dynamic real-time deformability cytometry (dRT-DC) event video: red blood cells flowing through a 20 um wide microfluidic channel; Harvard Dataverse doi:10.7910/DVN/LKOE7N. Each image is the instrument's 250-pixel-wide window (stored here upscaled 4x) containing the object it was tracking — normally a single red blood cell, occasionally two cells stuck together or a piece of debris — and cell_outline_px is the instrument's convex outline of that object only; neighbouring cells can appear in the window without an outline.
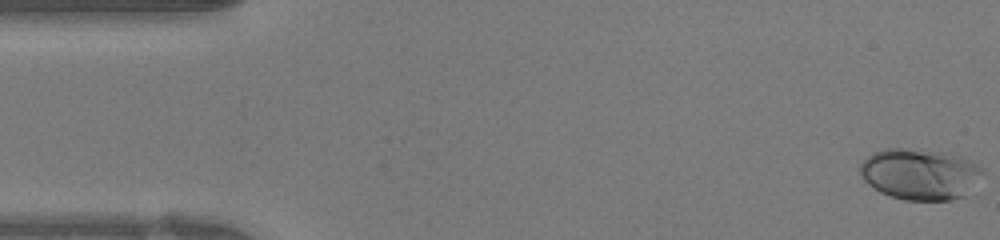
{"species": "human", "species_latin": "Homo sapiens", "temperature_condition": "warm", "stored_images_in_passage": 42, "camera_frame_rate_fps": 3000, "um_per_image_px": 0.085, "donor": {"sex": "female"}, "frame": {"image": 1, "passage_image": 1, "time_ms": 0.0, "image_size_px": [1000, 240], "cell_outline_px": [[984, 168], [964, 196], [952, 200], [904, 200], [880, 192], [872, 188], [860, 176], [860, 164], [872, 152], [884, 148], [908, 148], [940, 152], [968, 160]], "centroid_in_image_um": [78.1, 14.8], "position_along_channel_um": 6.9, "area_um2": 36.01}}
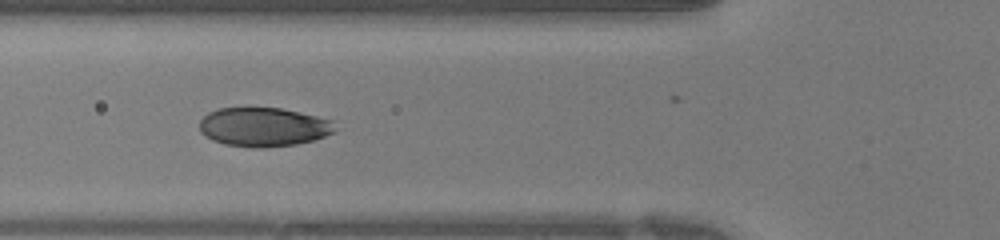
{"frame": {"image": 2, "passage_image": 15, "time_ms": 4.667, "image_size_px": [1000, 240], "cell_outline_px": [[336, 132], [312, 140], [296, 144], [264, 148], [252, 148], [224, 144], [212, 140], [204, 136], [200, 132], [200, 120], [208, 112], [216, 108], [280, 108], [316, 116], [332, 120]], "centroid_in_image_um": [22.36, 10.8], "position_along_channel_um": 103.4, "area_um2": 30.87}}
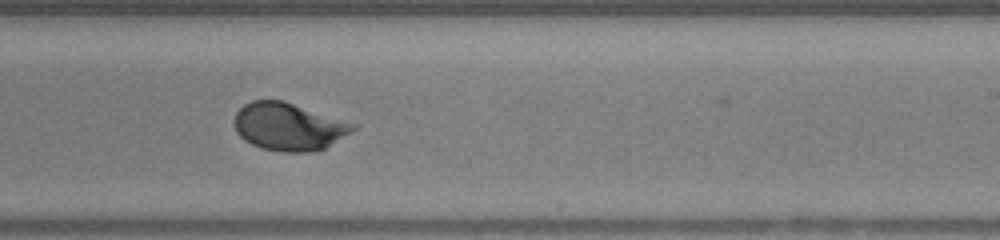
{"frame": {"image": 3, "passage_image": 25, "time_ms": 8.0, "image_size_px": [1000, 240], "cell_outline_px": [[356, 128], [324, 148], [312, 152], [284, 152], [264, 148], [252, 144], [244, 140], [236, 132], [232, 124], [232, 120], [236, 112], [244, 104], [252, 100], [284, 100], [356, 124]], "centroid_in_image_um": [24.47, 10.75], "position_along_channel_um": 264.5, "area_um2": 32.89}}